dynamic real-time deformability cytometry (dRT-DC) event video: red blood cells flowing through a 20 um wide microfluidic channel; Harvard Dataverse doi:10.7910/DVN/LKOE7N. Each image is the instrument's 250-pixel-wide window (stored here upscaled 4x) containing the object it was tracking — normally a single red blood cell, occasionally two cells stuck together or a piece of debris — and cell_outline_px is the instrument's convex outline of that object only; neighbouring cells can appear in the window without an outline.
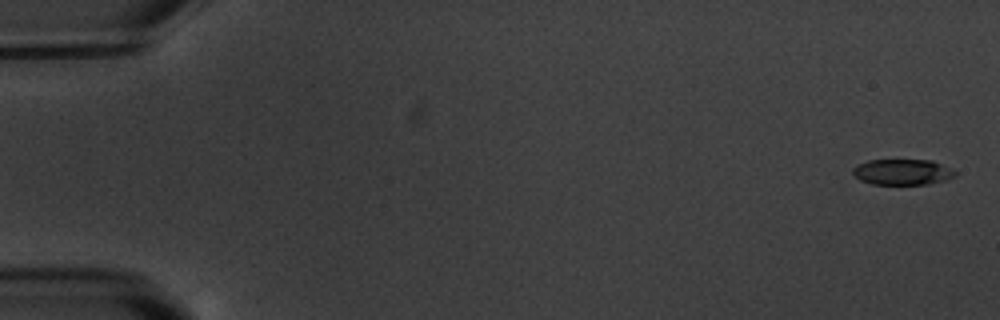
{"species": "common noctule bat (a hibernating species)", "species_latin": "Nyctalus noctula", "temperature_condition": "warm", "stored_images_in_passage": 6, "segment_of_instrument_passage": [1, 2], "camera_frame_rate_fps": 3000, "um_per_image_px": 0.085, "animal": {"sex": "male", "body_mass_g": 20.1, "forearm_length_mm": 53.5}, "frame": {"image": 1, "passage_image": 1, "time_ms": 0.0, "image_size_px": [1000, 320], "cell_outline_px": [[956, 176], [944, 180], [928, 184], [872, 184], [860, 180], [852, 172], [852, 168], [868, 160], [932, 160], [952, 168], [956, 172]], "centroid_in_image_um": [76.73, 14.62], "position_along_channel_um": 8.3, "area_um2": 15.32}}